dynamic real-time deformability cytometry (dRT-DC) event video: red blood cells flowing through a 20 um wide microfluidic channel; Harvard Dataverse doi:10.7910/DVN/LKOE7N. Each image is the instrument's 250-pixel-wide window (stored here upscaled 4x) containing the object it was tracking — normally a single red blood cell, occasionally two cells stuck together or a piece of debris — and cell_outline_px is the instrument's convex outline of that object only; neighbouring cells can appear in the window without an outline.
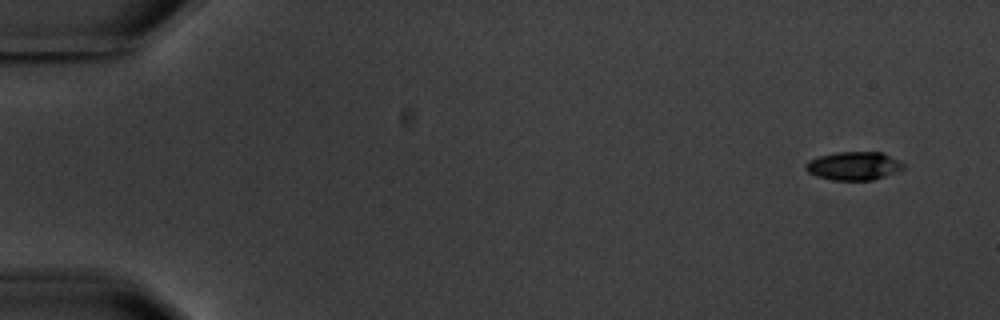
{"species": "common noctule bat (a hibernating species)", "species_latin": "Nyctalus noctula", "temperature_condition": "warm", "stored_images_in_passage": 6, "camera_frame_rate_fps": 3000, "um_per_image_px": 0.085, "animal": {"sex": "male", "body_mass_g": 20.1, "forearm_length_mm": 53.5}, "frame": {"image": 1, "passage_image": 1, "time_ms": 0.0, "image_size_px": [1000, 320], "cell_outline_px": [[904, 168], [884, 176], [872, 180], [832, 180], [816, 176], [808, 172], [804, 168], [804, 164], [808, 160], [820, 156], [836, 152], [880, 152], [904, 164]], "centroid_in_image_um": [72.49, 14.1], "position_along_channel_um": 12.5, "area_um2": 15.95}}
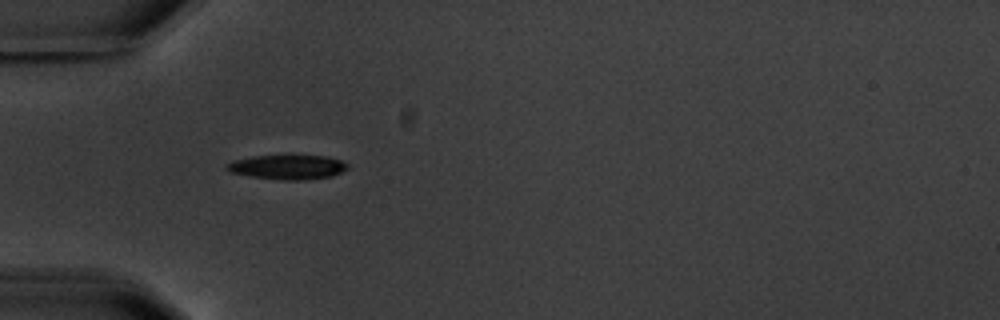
{"frame": {"image": 2, "passage_image": 5, "time_ms": 5.0, "image_size_px": [1000, 320], "cell_outline_px": [[348, 168], [332, 176], [300, 180], [280, 180], [252, 176], [228, 172], [224, 168], [224, 164], [232, 160], [252, 156], [324, 156], [340, 160], [348, 164]], "centroid_in_image_um": [24.37, 14.2], "position_along_channel_um": 60.6, "area_um2": 17.17}}
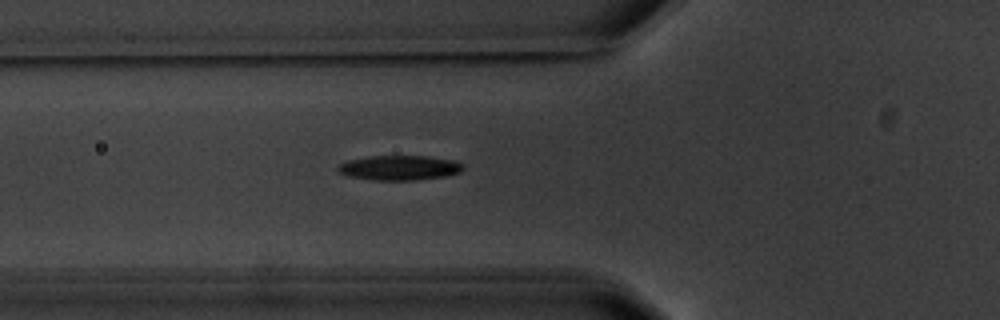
{"frame": {"image": 3, "passage_image": 6, "time_ms": 6.0, "image_size_px": [1000, 320], "cell_outline_px": [[464, 168], [460, 172], [444, 176], [416, 180], [372, 180], [348, 176], [336, 172], [336, 168], [340, 164], [348, 160], [368, 156], [428, 156], [456, 160], [464, 164]], "centroid_in_image_um": [33.94, 14.26], "position_along_channel_um": 91.9, "area_um2": 18.26}}